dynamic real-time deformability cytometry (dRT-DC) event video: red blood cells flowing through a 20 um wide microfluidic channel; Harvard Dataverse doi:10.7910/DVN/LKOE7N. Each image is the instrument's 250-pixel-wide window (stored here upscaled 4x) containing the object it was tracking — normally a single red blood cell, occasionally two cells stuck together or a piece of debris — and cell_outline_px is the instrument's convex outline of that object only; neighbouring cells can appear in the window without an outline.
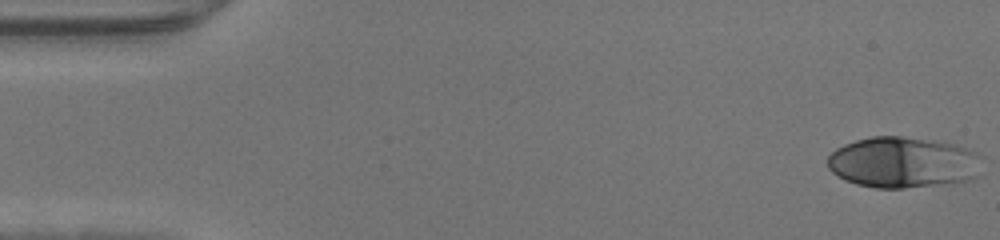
{"species": "human", "species_latin": "Homo sapiens", "temperature_condition": "warm", "stored_images_in_passage": 47, "camera_frame_rate_fps": 3000, "um_per_image_px": 0.085, "donor": {"sex": "male"}, "frame": {"image": 1, "passage_image": 1, "time_ms": 0.0, "image_size_px": [1000, 240], "cell_outline_px": [[984, 156], [980, 176], [972, 180], [904, 188], [876, 188], [856, 184], [844, 180], [832, 172], [828, 168], [828, 156], [836, 148], [844, 144], [856, 140], [872, 136], [900, 136], [956, 144], [976, 152]], "centroid_in_image_um": [76.81, 13.81], "position_along_channel_um": 8.2, "area_um2": 46.41}}
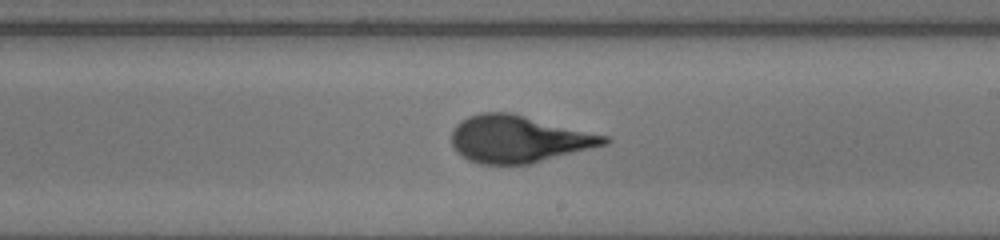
{"frame": {"image": 2, "passage_image": 27, "time_ms": 8.667, "image_size_px": [1000, 240], "cell_outline_px": [[612, 140], [608, 144], [532, 164], [480, 164], [468, 160], [460, 156], [452, 148], [452, 132], [456, 124], [460, 120], [468, 116], [480, 112], [512, 112], [608, 136]], "centroid_in_image_um": [44.07, 11.82], "position_along_channel_um": 244.9, "area_um2": 42.43}}
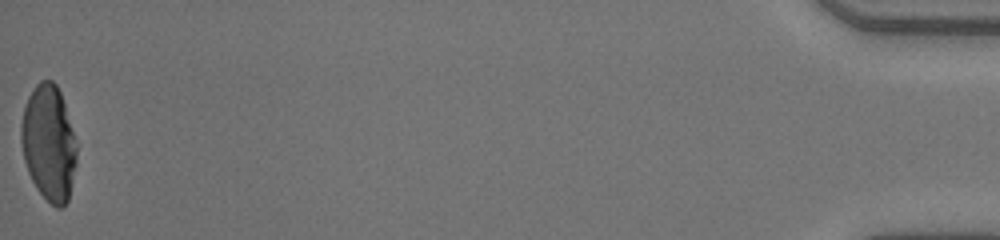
{"frame": {"image": 3, "passage_image": 47, "time_ms": 15.333, "image_size_px": [1000, 240], "cell_outline_px": [[76, 164], [68, 200], [60, 208], [56, 208], [36, 188], [28, 172], [24, 160], [20, 140], [20, 124], [24, 108], [28, 96], [36, 84], [40, 80], [52, 80], [56, 84], [60, 92], [64, 104], [72, 132], [76, 148]], "centroid_in_image_um": [4.11, 12.15], "position_along_channel_um": 431.1, "area_um2": 37.05}}